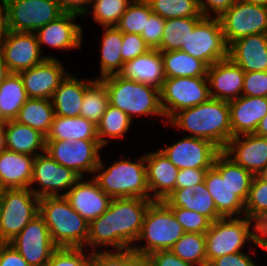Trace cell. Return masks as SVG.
I'll return each mask as SVG.
<instances>
[{"label":"cell","instance_id":"cell-57","mask_svg":"<svg viewBox=\"0 0 267 266\" xmlns=\"http://www.w3.org/2000/svg\"><path fill=\"white\" fill-rule=\"evenodd\" d=\"M254 238L260 248L267 246V210L254 220Z\"/></svg>","mask_w":267,"mask_h":266},{"label":"cell","instance_id":"cell-14","mask_svg":"<svg viewBox=\"0 0 267 266\" xmlns=\"http://www.w3.org/2000/svg\"><path fill=\"white\" fill-rule=\"evenodd\" d=\"M80 178L81 176L73 169L60 165L50 155L43 152L35 157L29 189L39 198L64 196ZM35 183L39 184L40 189H34L32 184ZM63 189L65 191L60 194V190Z\"/></svg>","mask_w":267,"mask_h":266},{"label":"cell","instance_id":"cell-10","mask_svg":"<svg viewBox=\"0 0 267 266\" xmlns=\"http://www.w3.org/2000/svg\"><path fill=\"white\" fill-rule=\"evenodd\" d=\"M181 51L203 61L208 67L228 58V45L219 17H204L189 34Z\"/></svg>","mask_w":267,"mask_h":266},{"label":"cell","instance_id":"cell-31","mask_svg":"<svg viewBox=\"0 0 267 266\" xmlns=\"http://www.w3.org/2000/svg\"><path fill=\"white\" fill-rule=\"evenodd\" d=\"M4 131L7 150L35 157L45 152V136L39 131L15 120H8Z\"/></svg>","mask_w":267,"mask_h":266},{"label":"cell","instance_id":"cell-60","mask_svg":"<svg viewBox=\"0 0 267 266\" xmlns=\"http://www.w3.org/2000/svg\"><path fill=\"white\" fill-rule=\"evenodd\" d=\"M11 74L0 50V84Z\"/></svg>","mask_w":267,"mask_h":266},{"label":"cell","instance_id":"cell-12","mask_svg":"<svg viewBox=\"0 0 267 266\" xmlns=\"http://www.w3.org/2000/svg\"><path fill=\"white\" fill-rule=\"evenodd\" d=\"M45 152L60 165L73 169L83 177L84 172L93 174L100 163L99 152L103 148L99 140L45 141Z\"/></svg>","mask_w":267,"mask_h":266},{"label":"cell","instance_id":"cell-20","mask_svg":"<svg viewBox=\"0 0 267 266\" xmlns=\"http://www.w3.org/2000/svg\"><path fill=\"white\" fill-rule=\"evenodd\" d=\"M64 196L71 207L89 223L105 212L112 201L93 177L85 181L81 177Z\"/></svg>","mask_w":267,"mask_h":266},{"label":"cell","instance_id":"cell-63","mask_svg":"<svg viewBox=\"0 0 267 266\" xmlns=\"http://www.w3.org/2000/svg\"><path fill=\"white\" fill-rule=\"evenodd\" d=\"M6 149L4 125H0V153Z\"/></svg>","mask_w":267,"mask_h":266},{"label":"cell","instance_id":"cell-4","mask_svg":"<svg viewBox=\"0 0 267 266\" xmlns=\"http://www.w3.org/2000/svg\"><path fill=\"white\" fill-rule=\"evenodd\" d=\"M100 158L93 178L100 189L113 198L150 199L147 186L145 155L138 161L128 159L116 160L106 168ZM96 173V175H95Z\"/></svg>","mask_w":267,"mask_h":266},{"label":"cell","instance_id":"cell-29","mask_svg":"<svg viewBox=\"0 0 267 266\" xmlns=\"http://www.w3.org/2000/svg\"><path fill=\"white\" fill-rule=\"evenodd\" d=\"M120 75L161 89L165 80L161 52L157 49H151L126 62Z\"/></svg>","mask_w":267,"mask_h":266},{"label":"cell","instance_id":"cell-23","mask_svg":"<svg viewBox=\"0 0 267 266\" xmlns=\"http://www.w3.org/2000/svg\"><path fill=\"white\" fill-rule=\"evenodd\" d=\"M145 162L150 199L163 201L176 189L179 169L160 150L145 154Z\"/></svg>","mask_w":267,"mask_h":266},{"label":"cell","instance_id":"cell-65","mask_svg":"<svg viewBox=\"0 0 267 266\" xmlns=\"http://www.w3.org/2000/svg\"><path fill=\"white\" fill-rule=\"evenodd\" d=\"M262 181L267 182V166L263 168L257 175Z\"/></svg>","mask_w":267,"mask_h":266},{"label":"cell","instance_id":"cell-24","mask_svg":"<svg viewBox=\"0 0 267 266\" xmlns=\"http://www.w3.org/2000/svg\"><path fill=\"white\" fill-rule=\"evenodd\" d=\"M228 57L244 72L267 71V34L237 39L228 46Z\"/></svg>","mask_w":267,"mask_h":266},{"label":"cell","instance_id":"cell-36","mask_svg":"<svg viewBox=\"0 0 267 266\" xmlns=\"http://www.w3.org/2000/svg\"><path fill=\"white\" fill-rule=\"evenodd\" d=\"M213 167L220 173L221 178H226L234 194L245 203L254 175L235 163L223 151L217 155Z\"/></svg>","mask_w":267,"mask_h":266},{"label":"cell","instance_id":"cell-30","mask_svg":"<svg viewBox=\"0 0 267 266\" xmlns=\"http://www.w3.org/2000/svg\"><path fill=\"white\" fill-rule=\"evenodd\" d=\"M204 183L213 198L217 212L223 217H241L245 203L234 194L226 178L214 168L208 169Z\"/></svg>","mask_w":267,"mask_h":266},{"label":"cell","instance_id":"cell-22","mask_svg":"<svg viewBox=\"0 0 267 266\" xmlns=\"http://www.w3.org/2000/svg\"><path fill=\"white\" fill-rule=\"evenodd\" d=\"M77 16L74 13L64 12L56 20L39 28L35 33L42 52V44L62 49H78L82 42V28L73 22Z\"/></svg>","mask_w":267,"mask_h":266},{"label":"cell","instance_id":"cell-13","mask_svg":"<svg viewBox=\"0 0 267 266\" xmlns=\"http://www.w3.org/2000/svg\"><path fill=\"white\" fill-rule=\"evenodd\" d=\"M219 19L228 46L245 36L267 34V6L236 1Z\"/></svg>","mask_w":267,"mask_h":266},{"label":"cell","instance_id":"cell-1","mask_svg":"<svg viewBox=\"0 0 267 266\" xmlns=\"http://www.w3.org/2000/svg\"><path fill=\"white\" fill-rule=\"evenodd\" d=\"M152 202L143 198H113L109 208L89 223L87 250L91 248L94 252L101 246H110L113 250L132 248Z\"/></svg>","mask_w":267,"mask_h":266},{"label":"cell","instance_id":"cell-40","mask_svg":"<svg viewBox=\"0 0 267 266\" xmlns=\"http://www.w3.org/2000/svg\"><path fill=\"white\" fill-rule=\"evenodd\" d=\"M108 105L107 88L100 79H95L85 90L80 116L97 125Z\"/></svg>","mask_w":267,"mask_h":266},{"label":"cell","instance_id":"cell-42","mask_svg":"<svg viewBox=\"0 0 267 266\" xmlns=\"http://www.w3.org/2000/svg\"><path fill=\"white\" fill-rule=\"evenodd\" d=\"M152 13L151 6L147 0H132L120 17L116 27L122 33L141 35Z\"/></svg>","mask_w":267,"mask_h":266},{"label":"cell","instance_id":"cell-62","mask_svg":"<svg viewBox=\"0 0 267 266\" xmlns=\"http://www.w3.org/2000/svg\"><path fill=\"white\" fill-rule=\"evenodd\" d=\"M147 256L136 255L129 263L128 266H144L148 262Z\"/></svg>","mask_w":267,"mask_h":266},{"label":"cell","instance_id":"cell-3","mask_svg":"<svg viewBox=\"0 0 267 266\" xmlns=\"http://www.w3.org/2000/svg\"><path fill=\"white\" fill-rule=\"evenodd\" d=\"M39 214L57 248H85L89 222L71 207L65 196L40 198Z\"/></svg>","mask_w":267,"mask_h":266},{"label":"cell","instance_id":"cell-34","mask_svg":"<svg viewBox=\"0 0 267 266\" xmlns=\"http://www.w3.org/2000/svg\"><path fill=\"white\" fill-rule=\"evenodd\" d=\"M165 78L207 77L208 66L181 50L161 52Z\"/></svg>","mask_w":267,"mask_h":266},{"label":"cell","instance_id":"cell-54","mask_svg":"<svg viewBox=\"0 0 267 266\" xmlns=\"http://www.w3.org/2000/svg\"><path fill=\"white\" fill-rule=\"evenodd\" d=\"M235 2L236 0H198L200 11L204 17H220Z\"/></svg>","mask_w":267,"mask_h":266},{"label":"cell","instance_id":"cell-61","mask_svg":"<svg viewBox=\"0 0 267 266\" xmlns=\"http://www.w3.org/2000/svg\"><path fill=\"white\" fill-rule=\"evenodd\" d=\"M255 134L263 137H267V114L259 122V125L255 131Z\"/></svg>","mask_w":267,"mask_h":266},{"label":"cell","instance_id":"cell-45","mask_svg":"<svg viewBox=\"0 0 267 266\" xmlns=\"http://www.w3.org/2000/svg\"><path fill=\"white\" fill-rule=\"evenodd\" d=\"M267 210V182L254 176L245 201L244 216L253 221Z\"/></svg>","mask_w":267,"mask_h":266},{"label":"cell","instance_id":"cell-58","mask_svg":"<svg viewBox=\"0 0 267 266\" xmlns=\"http://www.w3.org/2000/svg\"><path fill=\"white\" fill-rule=\"evenodd\" d=\"M63 12L86 15L91 0H57Z\"/></svg>","mask_w":267,"mask_h":266},{"label":"cell","instance_id":"cell-17","mask_svg":"<svg viewBox=\"0 0 267 266\" xmlns=\"http://www.w3.org/2000/svg\"><path fill=\"white\" fill-rule=\"evenodd\" d=\"M4 61L11 73L28 70L52 56H41L42 52L36 33L8 30L0 44Z\"/></svg>","mask_w":267,"mask_h":266},{"label":"cell","instance_id":"cell-18","mask_svg":"<svg viewBox=\"0 0 267 266\" xmlns=\"http://www.w3.org/2000/svg\"><path fill=\"white\" fill-rule=\"evenodd\" d=\"M57 58H46L40 64L18 73L28 98L52 99L55 90L70 72Z\"/></svg>","mask_w":267,"mask_h":266},{"label":"cell","instance_id":"cell-59","mask_svg":"<svg viewBox=\"0 0 267 266\" xmlns=\"http://www.w3.org/2000/svg\"><path fill=\"white\" fill-rule=\"evenodd\" d=\"M8 32L7 25V9L4 0H1L0 4V44L5 39Z\"/></svg>","mask_w":267,"mask_h":266},{"label":"cell","instance_id":"cell-16","mask_svg":"<svg viewBox=\"0 0 267 266\" xmlns=\"http://www.w3.org/2000/svg\"><path fill=\"white\" fill-rule=\"evenodd\" d=\"M160 151L180 169H210L221 150L213 143L192 136H184Z\"/></svg>","mask_w":267,"mask_h":266},{"label":"cell","instance_id":"cell-47","mask_svg":"<svg viewBox=\"0 0 267 266\" xmlns=\"http://www.w3.org/2000/svg\"><path fill=\"white\" fill-rule=\"evenodd\" d=\"M169 208L185 232L206 233L212 224V221L208 217L196 211L186 210L181 207Z\"/></svg>","mask_w":267,"mask_h":266},{"label":"cell","instance_id":"cell-48","mask_svg":"<svg viewBox=\"0 0 267 266\" xmlns=\"http://www.w3.org/2000/svg\"><path fill=\"white\" fill-rule=\"evenodd\" d=\"M137 255L132 248L92 252L91 266H128V263Z\"/></svg>","mask_w":267,"mask_h":266},{"label":"cell","instance_id":"cell-25","mask_svg":"<svg viewBox=\"0 0 267 266\" xmlns=\"http://www.w3.org/2000/svg\"><path fill=\"white\" fill-rule=\"evenodd\" d=\"M232 137L255 133L267 114V97L240 96L228 102Z\"/></svg>","mask_w":267,"mask_h":266},{"label":"cell","instance_id":"cell-68","mask_svg":"<svg viewBox=\"0 0 267 266\" xmlns=\"http://www.w3.org/2000/svg\"><path fill=\"white\" fill-rule=\"evenodd\" d=\"M144 266H153V264L150 261H148Z\"/></svg>","mask_w":267,"mask_h":266},{"label":"cell","instance_id":"cell-38","mask_svg":"<svg viewBox=\"0 0 267 266\" xmlns=\"http://www.w3.org/2000/svg\"><path fill=\"white\" fill-rule=\"evenodd\" d=\"M204 17H185L165 19L161 42L157 50L160 52L181 50L186 44L189 34Z\"/></svg>","mask_w":267,"mask_h":266},{"label":"cell","instance_id":"cell-15","mask_svg":"<svg viewBox=\"0 0 267 266\" xmlns=\"http://www.w3.org/2000/svg\"><path fill=\"white\" fill-rule=\"evenodd\" d=\"M30 266H45L57 249L43 217L36 215L9 242Z\"/></svg>","mask_w":267,"mask_h":266},{"label":"cell","instance_id":"cell-56","mask_svg":"<svg viewBox=\"0 0 267 266\" xmlns=\"http://www.w3.org/2000/svg\"><path fill=\"white\" fill-rule=\"evenodd\" d=\"M215 266H257L249 254L240 251L234 254H226L212 261Z\"/></svg>","mask_w":267,"mask_h":266},{"label":"cell","instance_id":"cell-26","mask_svg":"<svg viewBox=\"0 0 267 266\" xmlns=\"http://www.w3.org/2000/svg\"><path fill=\"white\" fill-rule=\"evenodd\" d=\"M35 156L3 150L0 153V185L3 189L30 188Z\"/></svg>","mask_w":267,"mask_h":266},{"label":"cell","instance_id":"cell-5","mask_svg":"<svg viewBox=\"0 0 267 266\" xmlns=\"http://www.w3.org/2000/svg\"><path fill=\"white\" fill-rule=\"evenodd\" d=\"M100 80L107 88L109 104L122 110L131 119L136 115H155L163 116V122H167L161 108L160 89L124 78L120 74Z\"/></svg>","mask_w":267,"mask_h":266},{"label":"cell","instance_id":"cell-51","mask_svg":"<svg viewBox=\"0 0 267 266\" xmlns=\"http://www.w3.org/2000/svg\"><path fill=\"white\" fill-rule=\"evenodd\" d=\"M165 26V19L158 14L152 13L147 20L146 28L141 37L150 49H157L160 45Z\"/></svg>","mask_w":267,"mask_h":266},{"label":"cell","instance_id":"cell-66","mask_svg":"<svg viewBox=\"0 0 267 266\" xmlns=\"http://www.w3.org/2000/svg\"><path fill=\"white\" fill-rule=\"evenodd\" d=\"M7 120L3 117L1 110H0V125H5Z\"/></svg>","mask_w":267,"mask_h":266},{"label":"cell","instance_id":"cell-33","mask_svg":"<svg viewBox=\"0 0 267 266\" xmlns=\"http://www.w3.org/2000/svg\"><path fill=\"white\" fill-rule=\"evenodd\" d=\"M101 41L100 75L95 79L120 74L124 63L121 57L123 33L116 27H104Z\"/></svg>","mask_w":267,"mask_h":266},{"label":"cell","instance_id":"cell-43","mask_svg":"<svg viewBox=\"0 0 267 266\" xmlns=\"http://www.w3.org/2000/svg\"><path fill=\"white\" fill-rule=\"evenodd\" d=\"M152 12L164 19L204 17L198 0H147Z\"/></svg>","mask_w":267,"mask_h":266},{"label":"cell","instance_id":"cell-7","mask_svg":"<svg viewBox=\"0 0 267 266\" xmlns=\"http://www.w3.org/2000/svg\"><path fill=\"white\" fill-rule=\"evenodd\" d=\"M252 222V219L244 215L220 218L212 222L205 233L207 261L212 262L226 254L240 252L247 241L258 247L254 238V227L250 229L251 224H254Z\"/></svg>","mask_w":267,"mask_h":266},{"label":"cell","instance_id":"cell-52","mask_svg":"<svg viewBox=\"0 0 267 266\" xmlns=\"http://www.w3.org/2000/svg\"><path fill=\"white\" fill-rule=\"evenodd\" d=\"M208 169H180L176 178V189L189 188L203 183Z\"/></svg>","mask_w":267,"mask_h":266},{"label":"cell","instance_id":"cell-27","mask_svg":"<svg viewBox=\"0 0 267 266\" xmlns=\"http://www.w3.org/2000/svg\"><path fill=\"white\" fill-rule=\"evenodd\" d=\"M163 202L168 207H181L196 211L208 217L212 222L223 218L217 212L216 204L204 182L189 188L175 189Z\"/></svg>","mask_w":267,"mask_h":266},{"label":"cell","instance_id":"cell-49","mask_svg":"<svg viewBox=\"0 0 267 266\" xmlns=\"http://www.w3.org/2000/svg\"><path fill=\"white\" fill-rule=\"evenodd\" d=\"M151 50L141 35L123 33L121 57L125 64Z\"/></svg>","mask_w":267,"mask_h":266},{"label":"cell","instance_id":"cell-9","mask_svg":"<svg viewBox=\"0 0 267 266\" xmlns=\"http://www.w3.org/2000/svg\"><path fill=\"white\" fill-rule=\"evenodd\" d=\"M211 98L207 77L165 78L160 103L166 121L180 110L194 107Z\"/></svg>","mask_w":267,"mask_h":266},{"label":"cell","instance_id":"cell-21","mask_svg":"<svg viewBox=\"0 0 267 266\" xmlns=\"http://www.w3.org/2000/svg\"><path fill=\"white\" fill-rule=\"evenodd\" d=\"M245 72L229 57L217 61L207 69L210 96L231 101L242 95Z\"/></svg>","mask_w":267,"mask_h":266},{"label":"cell","instance_id":"cell-67","mask_svg":"<svg viewBox=\"0 0 267 266\" xmlns=\"http://www.w3.org/2000/svg\"><path fill=\"white\" fill-rule=\"evenodd\" d=\"M198 266H215V264L213 262L206 261L204 263H201Z\"/></svg>","mask_w":267,"mask_h":266},{"label":"cell","instance_id":"cell-2","mask_svg":"<svg viewBox=\"0 0 267 266\" xmlns=\"http://www.w3.org/2000/svg\"><path fill=\"white\" fill-rule=\"evenodd\" d=\"M176 128L188 131L195 138L215 144L221 151L232 138L228 101L210 98L208 101L175 113L168 121Z\"/></svg>","mask_w":267,"mask_h":266},{"label":"cell","instance_id":"cell-28","mask_svg":"<svg viewBox=\"0 0 267 266\" xmlns=\"http://www.w3.org/2000/svg\"><path fill=\"white\" fill-rule=\"evenodd\" d=\"M94 80L83 81L69 73L55 90L51 99L54 115L64 117L80 116L85 90Z\"/></svg>","mask_w":267,"mask_h":266},{"label":"cell","instance_id":"cell-6","mask_svg":"<svg viewBox=\"0 0 267 266\" xmlns=\"http://www.w3.org/2000/svg\"><path fill=\"white\" fill-rule=\"evenodd\" d=\"M184 233L171 209L163 201H153L146 211L137 239V242L144 240L146 243L142 246L136 243L132 249L142 256L158 250H170Z\"/></svg>","mask_w":267,"mask_h":266},{"label":"cell","instance_id":"cell-35","mask_svg":"<svg viewBox=\"0 0 267 266\" xmlns=\"http://www.w3.org/2000/svg\"><path fill=\"white\" fill-rule=\"evenodd\" d=\"M53 118L51 99L28 98L14 120L39 131L46 137Z\"/></svg>","mask_w":267,"mask_h":266},{"label":"cell","instance_id":"cell-44","mask_svg":"<svg viewBox=\"0 0 267 266\" xmlns=\"http://www.w3.org/2000/svg\"><path fill=\"white\" fill-rule=\"evenodd\" d=\"M132 0H91L87 13H92L94 20L102 27L116 26Z\"/></svg>","mask_w":267,"mask_h":266},{"label":"cell","instance_id":"cell-64","mask_svg":"<svg viewBox=\"0 0 267 266\" xmlns=\"http://www.w3.org/2000/svg\"><path fill=\"white\" fill-rule=\"evenodd\" d=\"M244 3L255 4L259 6H267V0H236Z\"/></svg>","mask_w":267,"mask_h":266},{"label":"cell","instance_id":"cell-41","mask_svg":"<svg viewBox=\"0 0 267 266\" xmlns=\"http://www.w3.org/2000/svg\"><path fill=\"white\" fill-rule=\"evenodd\" d=\"M170 250L180 259L198 266L207 261L205 233L185 232Z\"/></svg>","mask_w":267,"mask_h":266},{"label":"cell","instance_id":"cell-69","mask_svg":"<svg viewBox=\"0 0 267 266\" xmlns=\"http://www.w3.org/2000/svg\"><path fill=\"white\" fill-rule=\"evenodd\" d=\"M2 192H3V188H2V186L0 185V198H1Z\"/></svg>","mask_w":267,"mask_h":266},{"label":"cell","instance_id":"cell-11","mask_svg":"<svg viewBox=\"0 0 267 266\" xmlns=\"http://www.w3.org/2000/svg\"><path fill=\"white\" fill-rule=\"evenodd\" d=\"M8 30L35 33L64 12L57 0H4Z\"/></svg>","mask_w":267,"mask_h":266},{"label":"cell","instance_id":"cell-55","mask_svg":"<svg viewBox=\"0 0 267 266\" xmlns=\"http://www.w3.org/2000/svg\"><path fill=\"white\" fill-rule=\"evenodd\" d=\"M0 266H30L9 243L0 242Z\"/></svg>","mask_w":267,"mask_h":266},{"label":"cell","instance_id":"cell-39","mask_svg":"<svg viewBox=\"0 0 267 266\" xmlns=\"http://www.w3.org/2000/svg\"><path fill=\"white\" fill-rule=\"evenodd\" d=\"M131 121L133 120L126 113L109 104L97 124V136L100 144L105 147L109 138L125 137L124 135L128 133L132 123Z\"/></svg>","mask_w":267,"mask_h":266},{"label":"cell","instance_id":"cell-37","mask_svg":"<svg viewBox=\"0 0 267 266\" xmlns=\"http://www.w3.org/2000/svg\"><path fill=\"white\" fill-rule=\"evenodd\" d=\"M27 99L28 96L19 74L11 73L0 84V110L7 121L16 118Z\"/></svg>","mask_w":267,"mask_h":266},{"label":"cell","instance_id":"cell-50","mask_svg":"<svg viewBox=\"0 0 267 266\" xmlns=\"http://www.w3.org/2000/svg\"><path fill=\"white\" fill-rule=\"evenodd\" d=\"M242 96L267 97V71L245 72Z\"/></svg>","mask_w":267,"mask_h":266},{"label":"cell","instance_id":"cell-8","mask_svg":"<svg viewBox=\"0 0 267 266\" xmlns=\"http://www.w3.org/2000/svg\"><path fill=\"white\" fill-rule=\"evenodd\" d=\"M39 201L29 188L3 189L0 198V242L8 243L39 214Z\"/></svg>","mask_w":267,"mask_h":266},{"label":"cell","instance_id":"cell-32","mask_svg":"<svg viewBox=\"0 0 267 266\" xmlns=\"http://www.w3.org/2000/svg\"><path fill=\"white\" fill-rule=\"evenodd\" d=\"M64 140L74 142L78 140H98L97 125L92 121L77 117L55 116L45 141Z\"/></svg>","mask_w":267,"mask_h":266},{"label":"cell","instance_id":"cell-53","mask_svg":"<svg viewBox=\"0 0 267 266\" xmlns=\"http://www.w3.org/2000/svg\"><path fill=\"white\" fill-rule=\"evenodd\" d=\"M153 266H195L176 256L171 250H158L148 256Z\"/></svg>","mask_w":267,"mask_h":266},{"label":"cell","instance_id":"cell-46","mask_svg":"<svg viewBox=\"0 0 267 266\" xmlns=\"http://www.w3.org/2000/svg\"><path fill=\"white\" fill-rule=\"evenodd\" d=\"M86 248H57L45 266H91L92 252Z\"/></svg>","mask_w":267,"mask_h":266},{"label":"cell","instance_id":"cell-19","mask_svg":"<svg viewBox=\"0 0 267 266\" xmlns=\"http://www.w3.org/2000/svg\"><path fill=\"white\" fill-rule=\"evenodd\" d=\"M222 151L254 176L267 166V137L255 133L237 135Z\"/></svg>","mask_w":267,"mask_h":266}]
</instances>
